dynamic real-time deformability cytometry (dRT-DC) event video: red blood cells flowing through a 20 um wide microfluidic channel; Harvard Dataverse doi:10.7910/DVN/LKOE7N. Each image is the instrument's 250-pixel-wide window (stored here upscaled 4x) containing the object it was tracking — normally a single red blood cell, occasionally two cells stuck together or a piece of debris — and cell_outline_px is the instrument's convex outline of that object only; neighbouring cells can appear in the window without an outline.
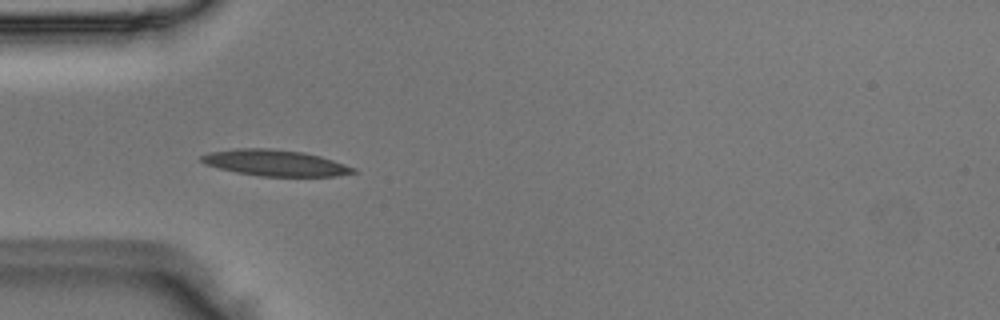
{"species": "Egyptian fruit bat (a non-hibernating species)", "species_latin": "Rousettus aegyptiacus", "temperature_condition": "room temperature", "stored_images_in_passage": 37, "camera_frame_rate_fps": 3000, "um_per_image_px": 0.085, "animal": {"sex": "male"}, "frame": {"image": 1, "passage_image": 3, "time_ms": 0.667, "image_size_px": [1000, 320], "cell_outline_px": [[356, 172], [336, 176], [260, 176], [236, 172], [204, 164], [200, 160], [200, 156], [212, 152], [236, 148], [268, 148], [304, 152], [320, 156], [356, 168]], "centroid_in_image_um": [23.38, 13.84], "position_along_channel_um": 61.6, "area_um2": 22.95}}
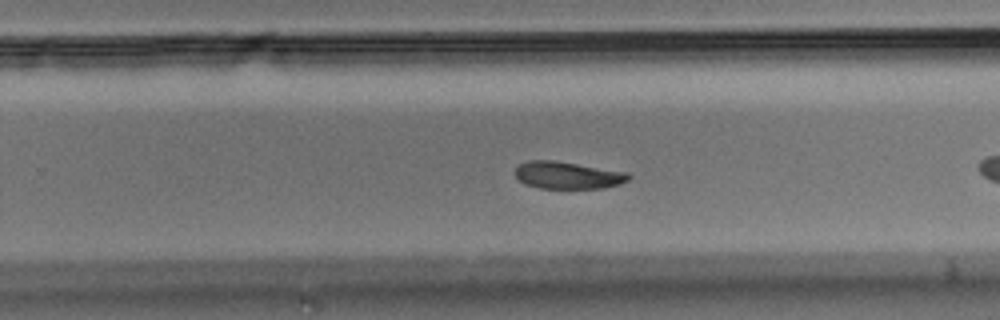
{"frame": {"image": 2, "passage_image": 17, "time_ms": 5.333, "image_size_px": [1000, 320], "cell_outline_px": [[632, 176], [628, 180], [620, 184], [604, 188], [540, 188], [524, 184], [516, 176], [516, 164], [528, 160], [552, 160], [628, 172]], "centroid_in_image_um": [48.25, 14.89], "position_along_channel_um": 281.6, "area_um2": 18.03}}
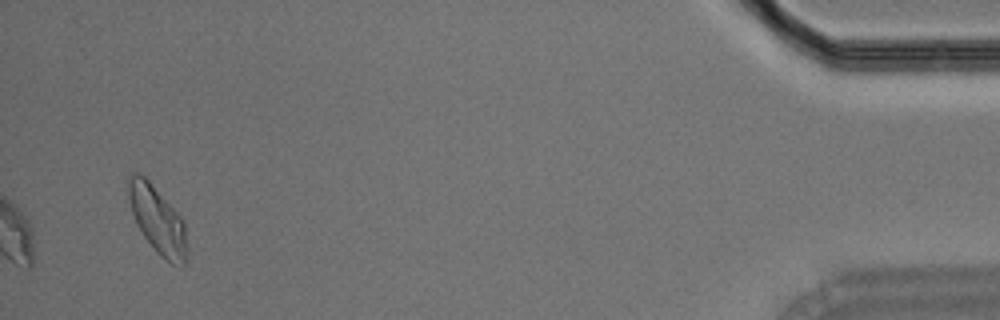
{"frame": {"image": 3, "passage_image": 37, "time_ms": 12.0, "image_size_px": [1000, 320], "cell_outline_px": [[188, 264], [172, 264], [160, 256], [156, 252], [144, 236], [136, 224], [132, 212], [128, 196], [128, 180], [132, 172], [136, 172], [144, 176], [152, 184], [184, 220], [188, 248]], "centroid_in_image_um": [13.42, 18.73], "position_along_channel_um": 421.8, "area_um2": 23.06}}